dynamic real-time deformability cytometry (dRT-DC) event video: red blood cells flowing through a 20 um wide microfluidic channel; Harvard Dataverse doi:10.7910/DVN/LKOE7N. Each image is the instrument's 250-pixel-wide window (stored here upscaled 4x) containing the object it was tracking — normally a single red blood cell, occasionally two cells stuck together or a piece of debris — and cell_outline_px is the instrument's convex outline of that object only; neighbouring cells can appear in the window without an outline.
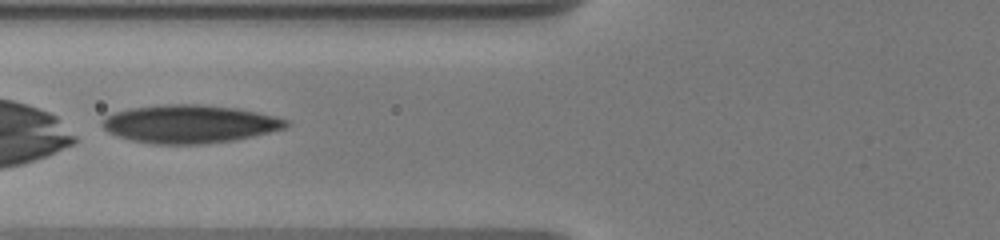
{"species": "human", "species_latin": "Homo sapiens", "temperature_condition": "warm", "stored_images_in_passage": 14, "camera_frame_rate_fps": 3000, "um_per_image_px": 0.085, "donor": {"sex": "male"}, "frame": {"image": 1, "passage_image": 10, "time_ms": 4.0, "image_size_px": [1000, 240], "cell_outline_px": [[292, 124], [288, 128], [252, 136], [232, 140], [200, 144], [152, 144], [132, 140], [116, 136], [108, 132], [100, 124], [100, 120], [104, 116], [112, 112], [132, 108], [164, 104], [204, 104], [236, 108], [276, 116], [288, 120]], "centroid_in_image_um": [16.1, 10.53], "position_along_channel_um": 109.7, "area_um2": 41.21}}